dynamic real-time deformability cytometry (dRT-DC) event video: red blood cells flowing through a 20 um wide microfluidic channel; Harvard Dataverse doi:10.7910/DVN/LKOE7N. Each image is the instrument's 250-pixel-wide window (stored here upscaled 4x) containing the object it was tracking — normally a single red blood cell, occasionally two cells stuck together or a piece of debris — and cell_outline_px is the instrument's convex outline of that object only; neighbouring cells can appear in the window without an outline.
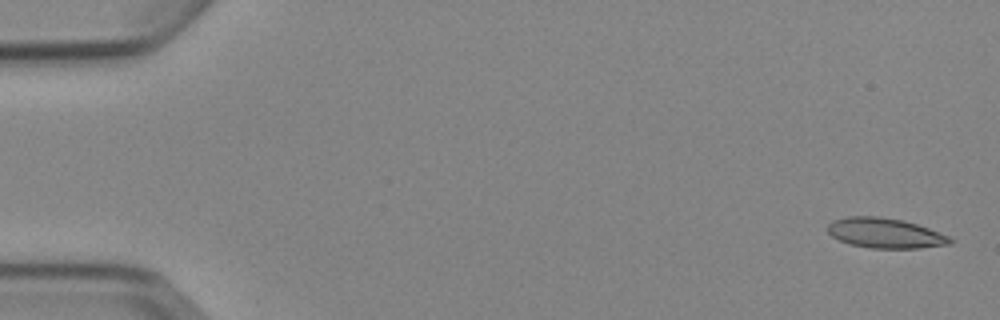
{"species": "Egyptian fruit bat (a non-hibernating species)", "species_latin": "Rousettus aegyptiacus", "temperature_condition": "cold", "stored_images_in_passage": 4, "camera_frame_rate_fps": 3000, "um_per_image_px": 0.085, "animal": {"sex": "female"}, "frame": {"image": 1, "passage_image": 1, "time_ms": 0.0, "image_size_px": [1000, 320], "cell_outline_px": [[956, 240], [952, 244], [920, 248], [872, 248], [848, 244], [832, 236], [828, 232], [828, 224], [832, 220], [848, 216], [876, 216], [904, 220], [928, 228], [948, 236]], "centroid_in_image_um": [75.25, 19.81], "position_along_channel_um": 9.8, "area_um2": 21.5}}
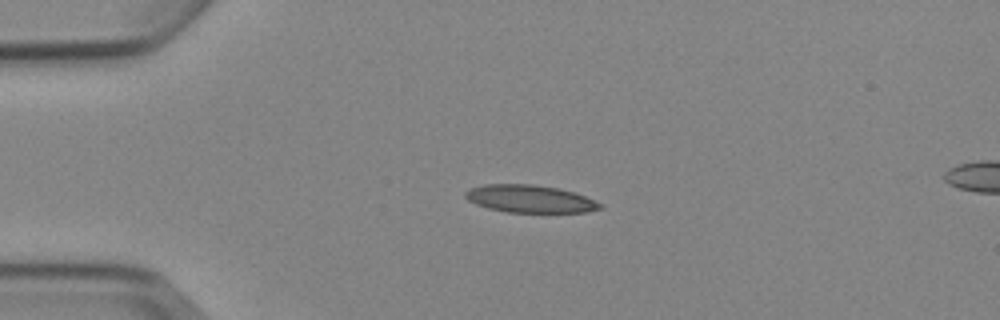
{"frame": {"image": 2, "passage_image": 4, "time_ms": 3.667, "image_size_px": [1000, 320], "cell_outline_px": [[604, 208], [584, 212], [508, 212], [488, 208], [476, 204], [468, 200], [464, 196], [464, 192], [472, 188], [484, 184], [536, 184], [576, 192], [604, 204]], "centroid_in_image_um": [45.08, 16.9], "position_along_channel_um": 39.9, "area_um2": 21.73}}